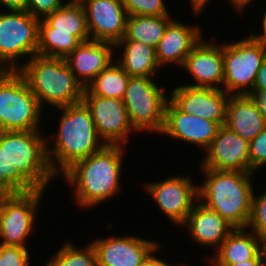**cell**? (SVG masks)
Instances as JSON below:
<instances>
[{
    "label": "cell",
    "instance_id": "obj_1",
    "mask_svg": "<svg viewBox=\"0 0 266 266\" xmlns=\"http://www.w3.org/2000/svg\"><path fill=\"white\" fill-rule=\"evenodd\" d=\"M125 146L105 145L92 155L74 162L59 179L71 188L75 205L82 209H93L106 203L122 192L121 176L124 170Z\"/></svg>",
    "mask_w": 266,
    "mask_h": 266
},
{
    "label": "cell",
    "instance_id": "obj_2",
    "mask_svg": "<svg viewBox=\"0 0 266 266\" xmlns=\"http://www.w3.org/2000/svg\"><path fill=\"white\" fill-rule=\"evenodd\" d=\"M55 109L61 113L58 130L46 135V151L50 169L59 178L74 162L98 152L105 143L83 102Z\"/></svg>",
    "mask_w": 266,
    "mask_h": 266
},
{
    "label": "cell",
    "instance_id": "obj_3",
    "mask_svg": "<svg viewBox=\"0 0 266 266\" xmlns=\"http://www.w3.org/2000/svg\"><path fill=\"white\" fill-rule=\"evenodd\" d=\"M199 169L204 179L198 185V201L219 213L234 228H247L256 185L252 179L257 174Z\"/></svg>",
    "mask_w": 266,
    "mask_h": 266
},
{
    "label": "cell",
    "instance_id": "obj_4",
    "mask_svg": "<svg viewBox=\"0 0 266 266\" xmlns=\"http://www.w3.org/2000/svg\"><path fill=\"white\" fill-rule=\"evenodd\" d=\"M40 107L61 108L82 102L84 86L62 58L34 55L19 68Z\"/></svg>",
    "mask_w": 266,
    "mask_h": 266
},
{
    "label": "cell",
    "instance_id": "obj_5",
    "mask_svg": "<svg viewBox=\"0 0 266 266\" xmlns=\"http://www.w3.org/2000/svg\"><path fill=\"white\" fill-rule=\"evenodd\" d=\"M46 135L36 131H0V146H5L7 163L36 188L46 191L54 181L46 151Z\"/></svg>",
    "mask_w": 266,
    "mask_h": 266
},
{
    "label": "cell",
    "instance_id": "obj_6",
    "mask_svg": "<svg viewBox=\"0 0 266 266\" xmlns=\"http://www.w3.org/2000/svg\"><path fill=\"white\" fill-rule=\"evenodd\" d=\"M43 112L18 71L0 72V131L42 130Z\"/></svg>",
    "mask_w": 266,
    "mask_h": 266
},
{
    "label": "cell",
    "instance_id": "obj_7",
    "mask_svg": "<svg viewBox=\"0 0 266 266\" xmlns=\"http://www.w3.org/2000/svg\"><path fill=\"white\" fill-rule=\"evenodd\" d=\"M153 79V77H130L123 102L130 123L138 133L159 135L165 122L169 93L159 85L160 80Z\"/></svg>",
    "mask_w": 266,
    "mask_h": 266
},
{
    "label": "cell",
    "instance_id": "obj_8",
    "mask_svg": "<svg viewBox=\"0 0 266 266\" xmlns=\"http://www.w3.org/2000/svg\"><path fill=\"white\" fill-rule=\"evenodd\" d=\"M40 19L28 11L0 12V69L18 71L37 55ZM20 58V59H19ZM28 58V59H27ZM26 59V60H24ZM21 63V64H20Z\"/></svg>",
    "mask_w": 266,
    "mask_h": 266
},
{
    "label": "cell",
    "instance_id": "obj_9",
    "mask_svg": "<svg viewBox=\"0 0 266 266\" xmlns=\"http://www.w3.org/2000/svg\"><path fill=\"white\" fill-rule=\"evenodd\" d=\"M242 39V40H241ZM266 59V45L251 35L223 43V90L229 95H250Z\"/></svg>",
    "mask_w": 266,
    "mask_h": 266
},
{
    "label": "cell",
    "instance_id": "obj_10",
    "mask_svg": "<svg viewBox=\"0 0 266 266\" xmlns=\"http://www.w3.org/2000/svg\"><path fill=\"white\" fill-rule=\"evenodd\" d=\"M47 191L0 194V244L27 247ZM28 240V241H27Z\"/></svg>",
    "mask_w": 266,
    "mask_h": 266
},
{
    "label": "cell",
    "instance_id": "obj_11",
    "mask_svg": "<svg viewBox=\"0 0 266 266\" xmlns=\"http://www.w3.org/2000/svg\"><path fill=\"white\" fill-rule=\"evenodd\" d=\"M195 182V183H194ZM188 174L171 175L161 181L144 183V192L156 202L159 211L174 227L181 228L198 201V183Z\"/></svg>",
    "mask_w": 266,
    "mask_h": 266
},
{
    "label": "cell",
    "instance_id": "obj_12",
    "mask_svg": "<svg viewBox=\"0 0 266 266\" xmlns=\"http://www.w3.org/2000/svg\"><path fill=\"white\" fill-rule=\"evenodd\" d=\"M82 102L89 109L97 134L105 145L126 147L130 136L134 132L138 134L130 123L122 99L99 97L85 88Z\"/></svg>",
    "mask_w": 266,
    "mask_h": 266
},
{
    "label": "cell",
    "instance_id": "obj_13",
    "mask_svg": "<svg viewBox=\"0 0 266 266\" xmlns=\"http://www.w3.org/2000/svg\"><path fill=\"white\" fill-rule=\"evenodd\" d=\"M202 39L186 56L182 68L188 72L192 82L183 83L191 87L222 89L224 81L223 42Z\"/></svg>",
    "mask_w": 266,
    "mask_h": 266
},
{
    "label": "cell",
    "instance_id": "obj_14",
    "mask_svg": "<svg viewBox=\"0 0 266 266\" xmlns=\"http://www.w3.org/2000/svg\"><path fill=\"white\" fill-rule=\"evenodd\" d=\"M229 97L223 89L185 84H178L169 94V99L184 113L214 121L220 126L225 125Z\"/></svg>",
    "mask_w": 266,
    "mask_h": 266
},
{
    "label": "cell",
    "instance_id": "obj_15",
    "mask_svg": "<svg viewBox=\"0 0 266 266\" xmlns=\"http://www.w3.org/2000/svg\"><path fill=\"white\" fill-rule=\"evenodd\" d=\"M98 266H139L161 242L133 235H112L91 240Z\"/></svg>",
    "mask_w": 266,
    "mask_h": 266
},
{
    "label": "cell",
    "instance_id": "obj_16",
    "mask_svg": "<svg viewBox=\"0 0 266 266\" xmlns=\"http://www.w3.org/2000/svg\"><path fill=\"white\" fill-rule=\"evenodd\" d=\"M204 153L199 168L249 172V142L225 125Z\"/></svg>",
    "mask_w": 266,
    "mask_h": 266
},
{
    "label": "cell",
    "instance_id": "obj_17",
    "mask_svg": "<svg viewBox=\"0 0 266 266\" xmlns=\"http://www.w3.org/2000/svg\"><path fill=\"white\" fill-rule=\"evenodd\" d=\"M81 4L91 40L116 44L124 37L128 15L123 0H83Z\"/></svg>",
    "mask_w": 266,
    "mask_h": 266
},
{
    "label": "cell",
    "instance_id": "obj_18",
    "mask_svg": "<svg viewBox=\"0 0 266 266\" xmlns=\"http://www.w3.org/2000/svg\"><path fill=\"white\" fill-rule=\"evenodd\" d=\"M220 125L181 111L170 99L165 108L162 136L187 142L204 151L217 136Z\"/></svg>",
    "mask_w": 266,
    "mask_h": 266
},
{
    "label": "cell",
    "instance_id": "obj_19",
    "mask_svg": "<svg viewBox=\"0 0 266 266\" xmlns=\"http://www.w3.org/2000/svg\"><path fill=\"white\" fill-rule=\"evenodd\" d=\"M176 19V20H175ZM173 19L167 26L165 33L159 41L155 51L156 60L160 69L163 66L174 65L182 69L186 56L193 47L204 37L200 25H191Z\"/></svg>",
    "mask_w": 266,
    "mask_h": 266
},
{
    "label": "cell",
    "instance_id": "obj_20",
    "mask_svg": "<svg viewBox=\"0 0 266 266\" xmlns=\"http://www.w3.org/2000/svg\"><path fill=\"white\" fill-rule=\"evenodd\" d=\"M188 230L189 239L199 246L216 251L235 229L219 213L197 201L181 227Z\"/></svg>",
    "mask_w": 266,
    "mask_h": 266
},
{
    "label": "cell",
    "instance_id": "obj_21",
    "mask_svg": "<svg viewBox=\"0 0 266 266\" xmlns=\"http://www.w3.org/2000/svg\"><path fill=\"white\" fill-rule=\"evenodd\" d=\"M115 44L105 41L82 42L66 58L76 79L86 88L115 58Z\"/></svg>",
    "mask_w": 266,
    "mask_h": 266
},
{
    "label": "cell",
    "instance_id": "obj_22",
    "mask_svg": "<svg viewBox=\"0 0 266 266\" xmlns=\"http://www.w3.org/2000/svg\"><path fill=\"white\" fill-rule=\"evenodd\" d=\"M225 126L250 142L266 128V119L250 95H230Z\"/></svg>",
    "mask_w": 266,
    "mask_h": 266
},
{
    "label": "cell",
    "instance_id": "obj_23",
    "mask_svg": "<svg viewBox=\"0 0 266 266\" xmlns=\"http://www.w3.org/2000/svg\"><path fill=\"white\" fill-rule=\"evenodd\" d=\"M262 250L263 241L255 233L248 228H235L214 255L205 259L208 264H236L254 259Z\"/></svg>",
    "mask_w": 266,
    "mask_h": 266
},
{
    "label": "cell",
    "instance_id": "obj_24",
    "mask_svg": "<svg viewBox=\"0 0 266 266\" xmlns=\"http://www.w3.org/2000/svg\"><path fill=\"white\" fill-rule=\"evenodd\" d=\"M39 33L71 34L81 42L91 39L82 4L68 0L59 9L40 19Z\"/></svg>",
    "mask_w": 266,
    "mask_h": 266
},
{
    "label": "cell",
    "instance_id": "obj_25",
    "mask_svg": "<svg viewBox=\"0 0 266 266\" xmlns=\"http://www.w3.org/2000/svg\"><path fill=\"white\" fill-rule=\"evenodd\" d=\"M118 60L115 61L128 73L130 77H153L159 72L155 48L142 42L132 40H119L115 44Z\"/></svg>",
    "mask_w": 266,
    "mask_h": 266
},
{
    "label": "cell",
    "instance_id": "obj_26",
    "mask_svg": "<svg viewBox=\"0 0 266 266\" xmlns=\"http://www.w3.org/2000/svg\"><path fill=\"white\" fill-rule=\"evenodd\" d=\"M172 15L161 16H128L126 32L121 40L142 42L156 49L163 37Z\"/></svg>",
    "mask_w": 266,
    "mask_h": 266
},
{
    "label": "cell",
    "instance_id": "obj_27",
    "mask_svg": "<svg viewBox=\"0 0 266 266\" xmlns=\"http://www.w3.org/2000/svg\"><path fill=\"white\" fill-rule=\"evenodd\" d=\"M130 76L115 60L103 69L86 87L93 95L122 99Z\"/></svg>",
    "mask_w": 266,
    "mask_h": 266
},
{
    "label": "cell",
    "instance_id": "obj_28",
    "mask_svg": "<svg viewBox=\"0 0 266 266\" xmlns=\"http://www.w3.org/2000/svg\"><path fill=\"white\" fill-rule=\"evenodd\" d=\"M71 241L65 240L44 266H98L96 250L91 242L77 247Z\"/></svg>",
    "mask_w": 266,
    "mask_h": 266
},
{
    "label": "cell",
    "instance_id": "obj_29",
    "mask_svg": "<svg viewBox=\"0 0 266 266\" xmlns=\"http://www.w3.org/2000/svg\"><path fill=\"white\" fill-rule=\"evenodd\" d=\"M81 43L71 34L39 33L37 55L65 59Z\"/></svg>",
    "mask_w": 266,
    "mask_h": 266
},
{
    "label": "cell",
    "instance_id": "obj_30",
    "mask_svg": "<svg viewBox=\"0 0 266 266\" xmlns=\"http://www.w3.org/2000/svg\"><path fill=\"white\" fill-rule=\"evenodd\" d=\"M34 190L36 188L18 169L14 165L7 163L5 146H0V194H16Z\"/></svg>",
    "mask_w": 266,
    "mask_h": 266
},
{
    "label": "cell",
    "instance_id": "obj_31",
    "mask_svg": "<svg viewBox=\"0 0 266 266\" xmlns=\"http://www.w3.org/2000/svg\"><path fill=\"white\" fill-rule=\"evenodd\" d=\"M165 0H123L128 16L171 15Z\"/></svg>",
    "mask_w": 266,
    "mask_h": 266
},
{
    "label": "cell",
    "instance_id": "obj_32",
    "mask_svg": "<svg viewBox=\"0 0 266 266\" xmlns=\"http://www.w3.org/2000/svg\"><path fill=\"white\" fill-rule=\"evenodd\" d=\"M261 194L254 190L252 198V212L247 228L262 241L266 239V187ZM256 194H259L258 196Z\"/></svg>",
    "mask_w": 266,
    "mask_h": 266
},
{
    "label": "cell",
    "instance_id": "obj_33",
    "mask_svg": "<svg viewBox=\"0 0 266 266\" xmlns=\"http://www.w3.org/2000/svg\"><path fill=\"white\" fill-rule=\"evenodd\" d=\"M265 167L266 128L249 142V172L257 174Z\"/></svg>",
    "mask_w": 266,
    "mask_h": 266
},
{
    "label": "cell",
    "instance_id": "obj_34",
    "mask_svg": "<svg viewBox=\"0 0 266 266\" xmlns=\"http://www.w3.org/2000/svg\"><path fill=\"white\" fill-rule=\"evenodd\" d=\"M31 258L28 247L0 244V266H30Z\"/></svg>",
    "mask_w": 266,
    "mask_h": 266
},
{
    "label": "cell",
    "instance_id": "obj_35",
    "mask_svg": "<svg viewBox=\"0 0 266 266\" xmlns=\"http://www.w3.org/2000/svg\"><path fill=\"white\" fill-rule=\"evenodd\" d=\"M65 0H27L26 11L33 17L43 19L46 15L59 9Z\"/></svg>",
    "mask_w": 266,
    "mask_h": 266
},
{
    "label": "cell",
    "instance_id": "obj_36",
    "mask_svg": "<svg viewBox=\"0 0 266 266\" xmlns=\"http://www.w3.org/2000/svg\"><path fill=\"white\" fill-rule=\"evenodd\" d=\"M266 92V59L258 70L255 85L250 95Z\"/></svg>",
    "mask_w": 266,
    "mask_h": 266
},
{
    "label": "cell",
    "instance_id": "obj_37",
    "mask_svg": "<svg viewBox=\"0 0 266 266\" xmlns=\"http://www.w3.org/2000/svg\"><path fill=\"white\" fill-rule=\"evenodd\" d=\"M26 7L27 0H0V8L4 11H24Z\"/></svg>",
    "mask_w": 266,
    "mask_h": 266
},
{
    "label": "cell",
    "instance_id": "obj_38",
    "mask_svg": "<svg viewBox=\"0 0 266 266\" xmlns=\"http://www.w3.org/2000/svg\"><path fill=\"white\" fill-rule=\"evenodd\" d=\"M211 266H266L263 250L252 260H245L236 264H210Z\"/></svg>",
    "mask_w": 266,
    "mask_h": 266
},
{
    "label": "cell",
    "instance_id": "obj_39",
    "mask_svg": "<svg viewBox=\"0 0 266 266\" xmlns=\"http://www.w3.org/2000/svg\"><path fill=\"white\" fill-rule=\"evenodd\" d=\"M160 246H162L161 244H159L152 252H151V266H180L179 264H173V262L171 263L170 261H165L166 259H163L161 256H158V252L161 250ZM157 255V256H156ZM185 266H189L183 263ZM181 264V266H184Z\"/></svg>",
    "mask_w": 266,
    "mask_h": 266
},
{
    "label": "cell",
    "instance_id": "obj_40",
    "mask_svg": "<svg viewBox=\"0 0 266 266\" xmlns=\"http://www.w3.org/2000/svg\"><path fill=\"white\" fill-rule=\"evenodd\" d=\"M190 7L192 8V13L198 17L200 14H203L205 8L209 5L212 0H189Z\"/></svg>",
    "mask_w": 266,
    "mask_h": 266
},
{
    "label": "cell",
    "instance_id": "obj_41",
    "mask_svg": "<svg viewBox=\"0 0 266 266\" xmlns=\"http://www.w3.org/2000/svg\"><path fill=\"white\" fill-rule=\"evenodd\" d=\"M264 13H262V19H261V25H260V34L259 33H255V31L253 33H251V36L258 42L264 43L266 45V9L263 10Z\"/></svg>",
    "mask_w": 266,
    "mask_h": 266
},
{
    "label": "cell",
    "instance_id": "obj_42",
    "mask_svg": "<svg viewBox=\"0 0 266 266\" xmlns=\"http://www.w3.org/2000/svg\"><path fill=\"white\" fill-rule=\"evenodd\" d=\"M255 2V0H228V3H230V6L235 9V11H237L240 14L244 15V11L245 9L248 7L249 5Z\"/></svg>",
    "mask_w": 266,
    "mask_h": 266
},
{
    "label": "cell",
    "instance_id": "obj_43",
    "mask_svg": "<svg viewBox=\"0 0 266 266\" xmlns=\"http://www.w3.org/2000/svg\"><path fill=\"white\" fill-rule=\"evenodd\" d=\"M254 98L256 103L258 104L259 110L261 111L262 115L266 119V92L259 93L256 95H250Z\"/></svg>",
    "mask_w": 266,
    "mask_h": 266
},
{
    "label": "cell",
    "instance_id": "obj_44",
    "mask_svg": "<svg viewBox=\"0 0 266 266\" xmlns=\"http://www.w3.org/2000/svg\"><path fill=\"white\" fill-rule=\"evenodd\" d=\"M139 266H151V253L142 260Z\"/></svg>",
    "mask_w": 266,
    "mask_h": 266
},
{
    "label": "cell",
    "instance_id": "obj_45",
    "mask_svg": "<svg viewBox=\"0 0 266 266\" xmlns=\"http://www.w3.org/2000/svg\"><path fill=\"white\" fill-rule=\"evenodd\" d=\"M263 252H264V255H265V263H266V239L263 240Z\"/></svg>",
    "mask_w": 266,
    "mask_h": 266
},
{
    "label": "cell",
    "instance_id": "obj_46",
    "mask_svg": "<svg viewBox=\"0 0 266 266\" xmlns=\"http://www.w3.org/2000/svg\"><path fill=\"white\" fill-rule=\"evenodd\" d=\"M83 0H73V2H79L81 3Z\"/></svg>",
    "mask_w": 266,
    "mask_h": 266
}]
</instances>
